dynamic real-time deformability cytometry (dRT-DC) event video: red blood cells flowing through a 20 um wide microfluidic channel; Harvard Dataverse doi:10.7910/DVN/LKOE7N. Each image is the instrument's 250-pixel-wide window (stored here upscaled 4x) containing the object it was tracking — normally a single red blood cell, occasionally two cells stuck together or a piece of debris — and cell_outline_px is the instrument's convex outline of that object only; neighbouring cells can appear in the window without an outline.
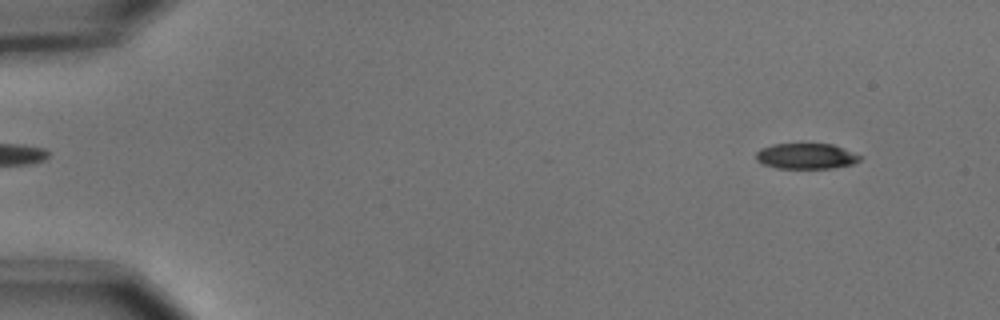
{"species": "common noctule bat (a hibernating species)", "species_latin": "Nyctalus noctula", "temperature_condition": "cold", "stored_images_in_passage": 51, "camera_frame_rate_fps": 3000, "um_per_image_px": 0.085, "animal": {"sex": "male", "body_mass_g": 15.6}, "frame": {"image": 1, "passage_image": 1, "time_ms": 0.0, "image_size_px": [1000, 320], "cell_outline_px": [[860, 160], [852, 164], [832, 168], [776, 168], [764, 164], [756, 160], [756, 152], [760, 148], [772, 144], [832, 144], [860, 156]], "centroid_in_image_um": [68.46, 13.27], "position_along_channel_um": 16.5, "area_um2": 15.32}}
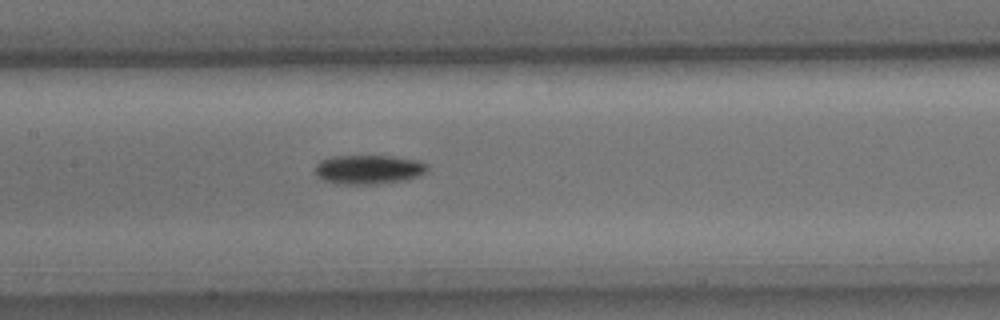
{"frame": {"image": 2, "passage_image": 23, "time_ms": 7.333, "image_size_px": [1000, 320], "cell_outline_px": [[428, 168], [420, 176], [408, 180], [376, 184], [344, 184], [324, 180], [316, 176], [316, 164], [320, 160], [332, 156], [392, 156], [416, 160], [428, 164]], "centroid_in_image_um": [31.35, 14.4], "position_along_channel_um": 176.1, "area_um2": 19.13}}
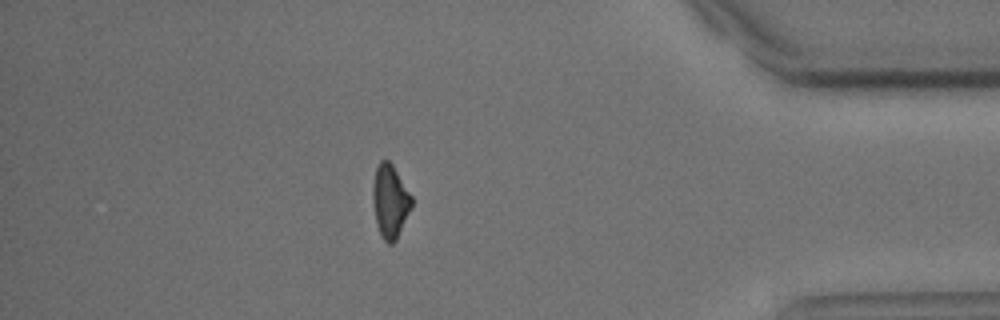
{"frame": {"image": 3, "passage_image": 44, "time_ms": 14.333, "image_size_px": [1000, 320], "cell_outline_px": [[412, 208], [396, 240], [392, 244], [388, 244], [384, 240], [380, 232], [376, 220], [372, 200], [372, 184], [376, 168], [380, 160], [388, 160], [392, 164], [412, 196]], "centroid_in_image_um": [33.16, 17.09], "position_along_channel_um": 402.0, "area_um2": 16.59}, "authors_computed_cell_mechanics": {"area_um2": 17.629, "velocity_mm_per_s": 3.7094, "shape_relaxation_time_tau1_ms": 2.8746, "shape_relaxation_time_tau2_ms": null, "deformation_change_tau1": 0.1093, "deformation_change_tau2": null}}